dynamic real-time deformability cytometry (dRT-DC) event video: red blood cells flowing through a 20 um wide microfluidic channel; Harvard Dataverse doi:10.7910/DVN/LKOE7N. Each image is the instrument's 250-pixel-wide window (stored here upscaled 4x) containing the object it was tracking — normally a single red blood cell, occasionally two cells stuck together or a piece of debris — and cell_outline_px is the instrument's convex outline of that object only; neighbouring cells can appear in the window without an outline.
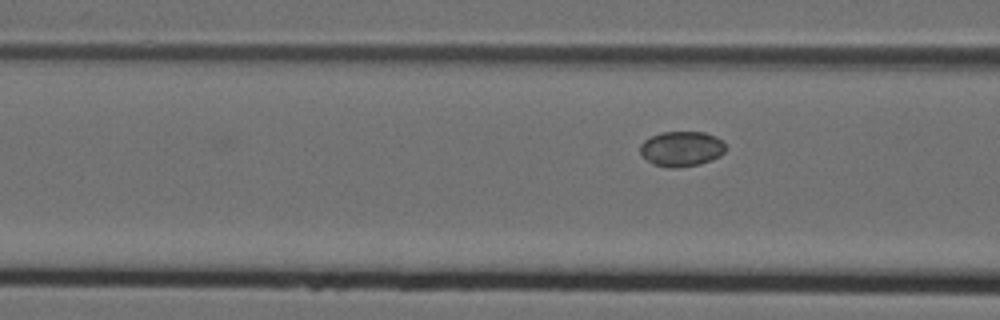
{"species": "Egyptian fruit bat (a non-hibernating species)", "species_latin": "Rousettus aegyptiacus", "temperature_condition": "cold", "stored_images_in_passage": 10, "camera_frame_rate_fps": 3000, "um_per_image_px": 0.085, "animal": {"sex": "female"}, "frame": {"image": 1, "passage_image": 6, "time_ms": 1.667, "image_size_px": [1000, 320], "cell_outline_px": [[724, 152], [720, 156], [712, 160], [700, 164], [676, 168], [668, 168], [652, 164], [640, 152], [640, 144], [644, 140], [660, 132], [704, 132], [716, 136], [724, 144]], "centroid_in_image_um": [57.92, 12.65], "position_along_channel_um": 108.7, "area_um2": 17.51}}
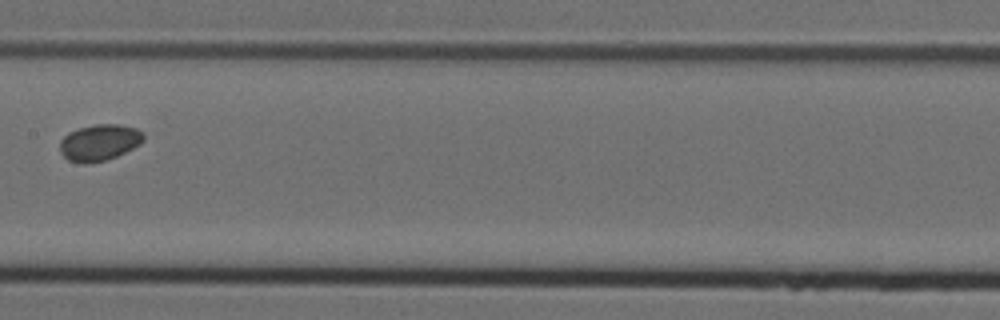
{"frame": {"image": 2, "passage_image": 8, "time_ms": 2.333, "image_size_px": [1000, 320], "cell_outline_px": [[144, 140], [140, 144], [116, 156], [104, 160], [88, 164], [84, 164], [68, 160], [60, 152], [60, 140], [68, 132], [80, 128], [96, 124], [120, 124], [136, 128], [144, 132]], "centroid_in_image_um": [8.45, 12.11], "position_along_channel_um": 199.0, "area_um2": 17.74}}
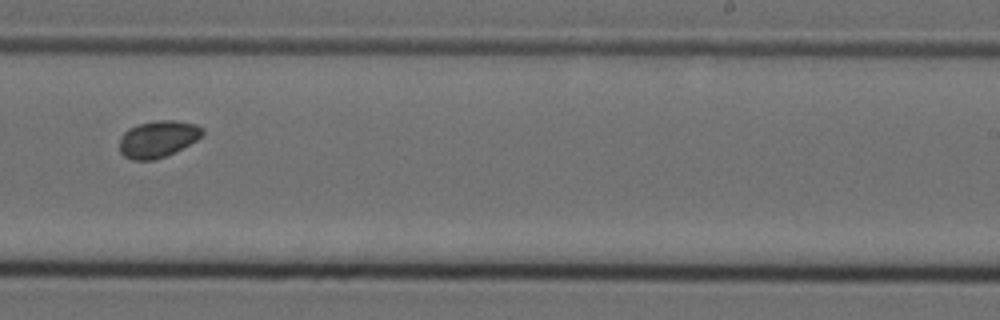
{"frame": {"image": 3, "passage_image": 10, "time_ms": 3.0, "image_size_px": [1000, 320], "cell_outline_px": [[204, 132], [196, 140], [164, 156], [152, 160], [132, 160], [124, 156], [120, 152], [120, 136], [128, 128], [136, 124], [156, 120], [172, 120], [196, 124]], "centroid_in_image_um": [13.36, 11.8], "position_along_channel_um": 275.6, "area_um2": 17.51}}